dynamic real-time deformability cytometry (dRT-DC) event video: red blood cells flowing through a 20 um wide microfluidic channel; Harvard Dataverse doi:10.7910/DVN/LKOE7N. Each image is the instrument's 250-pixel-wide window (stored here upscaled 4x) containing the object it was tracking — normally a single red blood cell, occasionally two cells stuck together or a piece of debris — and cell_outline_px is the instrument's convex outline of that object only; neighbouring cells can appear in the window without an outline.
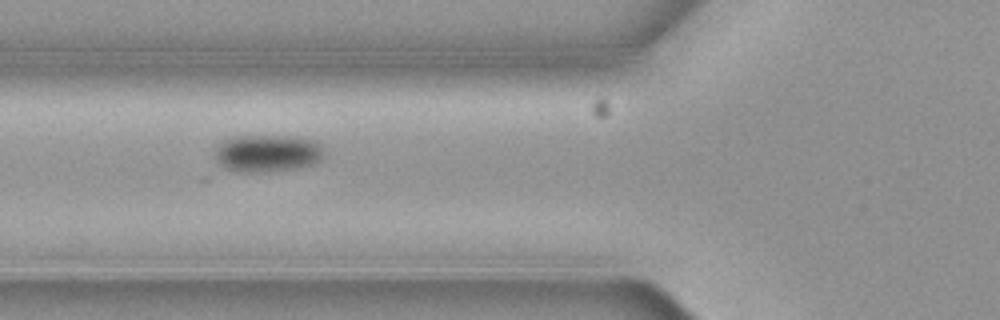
{"species": "common noctule bat (a hibernating species)", "species_latin": "Nyctalus noctula", "temperature_condition": "cold", "stored_images_in_passage": 11, "camera_frame_rate_fps": 3000, "um_per_image_px": 0.085, "animal": {"sex": "female", "body_mass_g": 19.3, "forearm_length_mm": 54.1}, "frame": {"image": 1, "passage_image": 2, "time_ms": 0.333, "image_size_px": [1000, 320], "cell_outline_px": [[324, 148], [320, 160], [312, 164], [292, 168], [256, 172], [236, 172], [224, 168], [216, 160], [212, 152], [216, 144], [232, 136], [296, 136], [316, 140]], "centroid_in_image_um": [22.66, 13.0], "position_along_channel_um": 103.1, "area_um2": 23.99}}
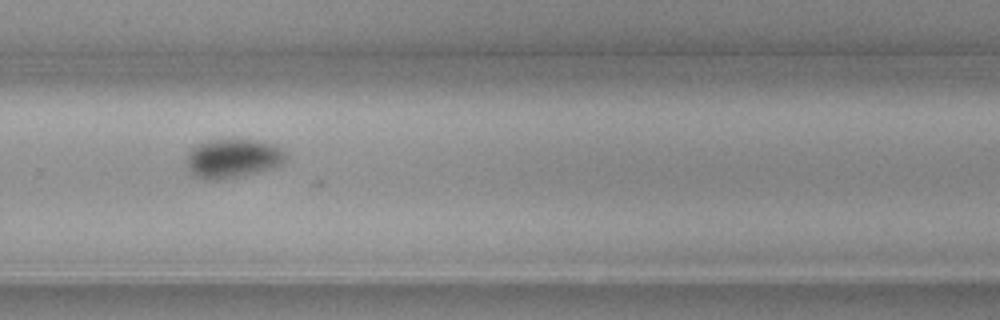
{"frame": {"image": 2, "passage_image": 7, "time_ms": 2.0, "image_size_px": [1000, 320], "cell_outline_px": [[284, 160], [280, 164], [268, 168], [252, 172], [216, 180], [200, 176], [192, 172], [188, 164], [188, 152], [192, 144], [208, 140], [236, 136], [256, 140], [272, 144], [280, 148], [284, 152]], "centroid_in_image_um": [19.75, 13.36], "position_along_channel_um": 310.1, "area_um2": 22.25}}
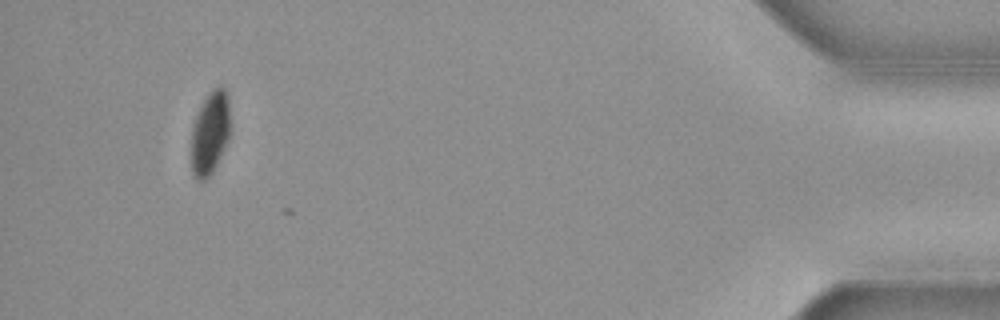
{"frame": {"image": 3, "passage_image": 10, "time_ms": 3.0, "image_size_px": [1000, 320], "cell_outline_px": [[228, 140], [212, 172], [204, 180], [196, 180], [192, 172], [192, 128], [196, 116], [208, 92], [212, 88], [220, 84], [224, 88], [228, 100]], "centroid_in_image_um": [17.84, 11.28], "position_along_channel_um": 417.4, "area_um2": 18.38}}